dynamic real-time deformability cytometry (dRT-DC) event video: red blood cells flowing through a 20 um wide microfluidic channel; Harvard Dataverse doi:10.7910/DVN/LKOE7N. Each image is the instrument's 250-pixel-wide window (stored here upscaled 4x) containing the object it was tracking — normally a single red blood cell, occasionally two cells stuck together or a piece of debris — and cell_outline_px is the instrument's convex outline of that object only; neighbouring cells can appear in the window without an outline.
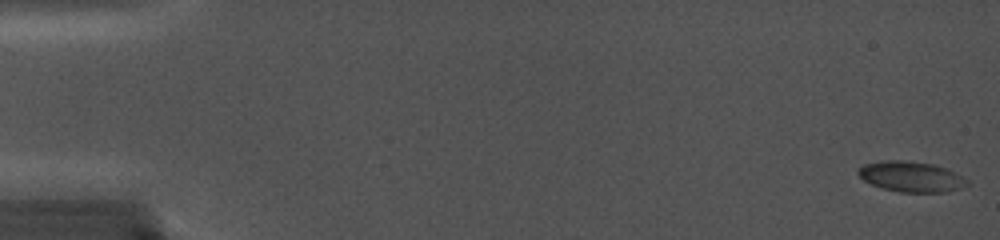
{"species": "common noctule bat (a hibernating species)", "species_latin": "Nyctalus noctula", "temperature_condition": "cold", "stored_images_in_passage": 42, "camera_frame_rate_fps": 5000, "um_per_image_px": 0.085, "animal": {"sex": "female", "body_mass_g": 19.0, "forearm_length_mm": 56.7}, "frame": {"image": 1, "passage_image": 1, "time_ms": 0.0, "image_size_px": [1000, 240], "cell_outline_px": [[968, 184], [960, 188], [948, 192], [900, 192], [884, 188], [872, 184], [864, 180], [856, 172], [864, 164], [884, 160], [904, 160], [932, 164], [944, 168], [968, 180]], "centroid_in_image_um": [77.42, 15.02], "position_along_channel_um": 7.6, "area_um2": 19.02}}
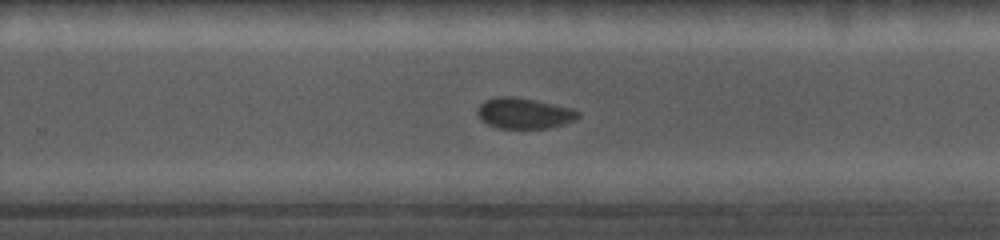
{"frame": {"image": 2, "passage_image": 27, "time_ms": 11.8, "image_size_px": [1000, 240], "cell_outline_px": [[580, 116], [576, 120], [564, 124], [548, 128], [496, 128], [480, 120], [476, 112], [480, 104], [484, 100], [496, 96], [512, 96], [572, 108], [580, 112]], "centroid_in_image_um": [44.52, 9.63], "position_along_channel_um": 285.3, "area_um2": 18.09}}
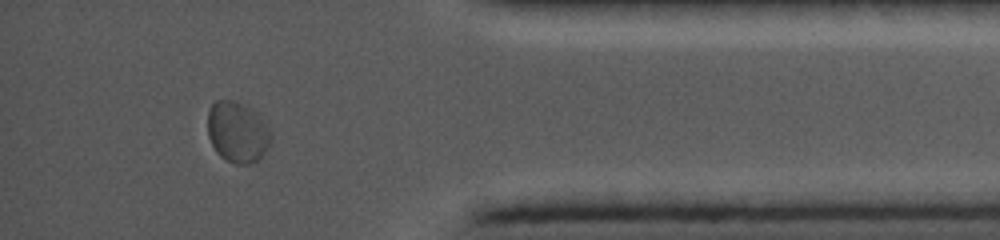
{"frame": {"image": 3, "passage_image": 36, "time_ms": 15.6, "image_size_px": [1000, 240], "cell_outline_px": [[272, 136], [268, 148], [260, 160], [248, 164], [236, 164], [220, 156], [216, 152], [208, 136], [208, 112], [212, 104], [216, 100], [236, 100], [252, 108], [268, 124], [272, 132]], "centroid_in_image_um": [20.22, 11.22], "position_along_channel_um": 415.0, "area_um2": 22.89}}